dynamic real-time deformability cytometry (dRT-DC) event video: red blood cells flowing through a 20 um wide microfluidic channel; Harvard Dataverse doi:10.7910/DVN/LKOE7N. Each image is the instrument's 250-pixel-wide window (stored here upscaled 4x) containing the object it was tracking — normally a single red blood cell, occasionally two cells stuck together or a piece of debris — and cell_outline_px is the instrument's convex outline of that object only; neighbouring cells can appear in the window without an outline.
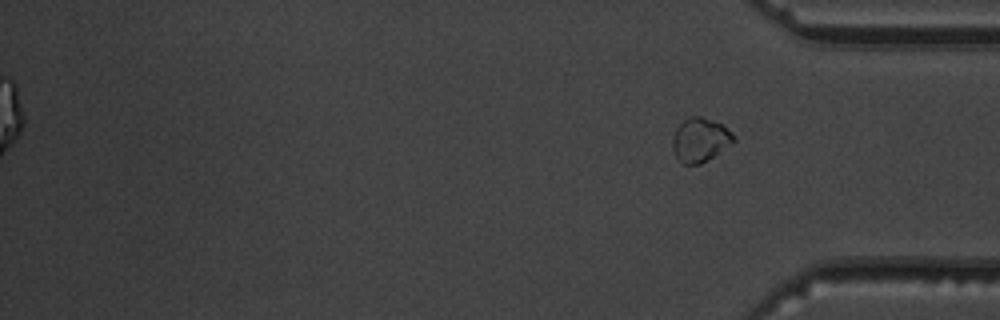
{"species": "common noctule bat (a hibernating species)", "species_latin": "Nyctalus noctula", "temperature_condition": "warm", "stored_images_in_passage": 16, "segment_of_instrument_passage": [2, 2], "camera_frame_rate_fps": 3000, "um_per_image_px": 0.085, "animal": {"sex": "male", "body_mass_g": 19.5, "forearm_length_mm": 54.6}, "frame": {"image": 1, "passage_image": 16, "time_ms": 17.333, "image_size_px": [1000, 320], "cell_outline_px": [[736, 140], [732, 144], [700, 164], [680, 164], [672, 148], [672, 140], [676, 128], [688, 116], [700, 116], [720, 124], [732, 132], [736, 136]], "centroid_in_image_um": [59.5, 11.9], "position_along_channel_um": 375.7, "area_um2": 15.61}}